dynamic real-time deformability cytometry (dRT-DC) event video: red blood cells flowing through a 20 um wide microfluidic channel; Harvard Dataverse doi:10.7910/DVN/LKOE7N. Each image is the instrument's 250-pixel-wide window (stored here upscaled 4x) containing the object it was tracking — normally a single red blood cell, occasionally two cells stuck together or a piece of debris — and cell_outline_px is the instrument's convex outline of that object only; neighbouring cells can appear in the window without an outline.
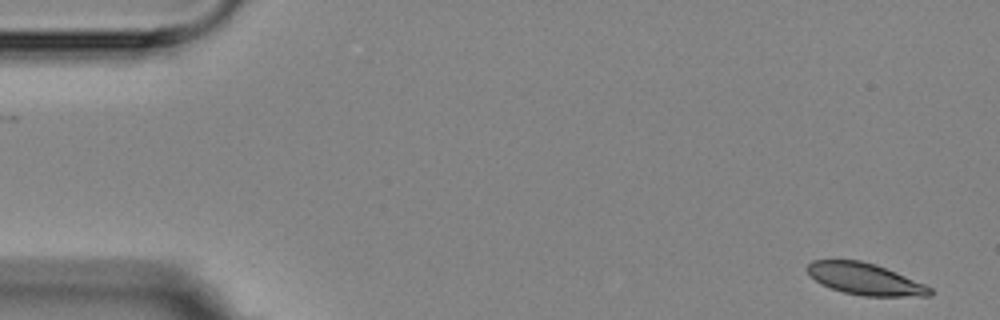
{"species": "Egyptian fruit bat (a non-hibernating species)", "species_latin": "Rousettus aegyptiacus", "temperature_condition": "room temperature", "stored_images_in_passage": 3, "camera_frame_rate_fps": 3000, "um_per_image_px": 0.085, "animal": {"sex": "female"}, "frame": {"image": 1, "passage_image": 1, "time_ms": 0.0, "image_size_px": [1000, 320], "cell_outline_px": [[932, 296], [864, 296], [844, 292], [820, 284], [808, 272], [808, 264], [812, 260], [860, 260], [876, 264], [896, 272], [924, 284], [932, 288]], "centroid_in_image_um": [73.55, 23.71], "position_along_channel_um": 11.5, "area_um2": 22.43}}